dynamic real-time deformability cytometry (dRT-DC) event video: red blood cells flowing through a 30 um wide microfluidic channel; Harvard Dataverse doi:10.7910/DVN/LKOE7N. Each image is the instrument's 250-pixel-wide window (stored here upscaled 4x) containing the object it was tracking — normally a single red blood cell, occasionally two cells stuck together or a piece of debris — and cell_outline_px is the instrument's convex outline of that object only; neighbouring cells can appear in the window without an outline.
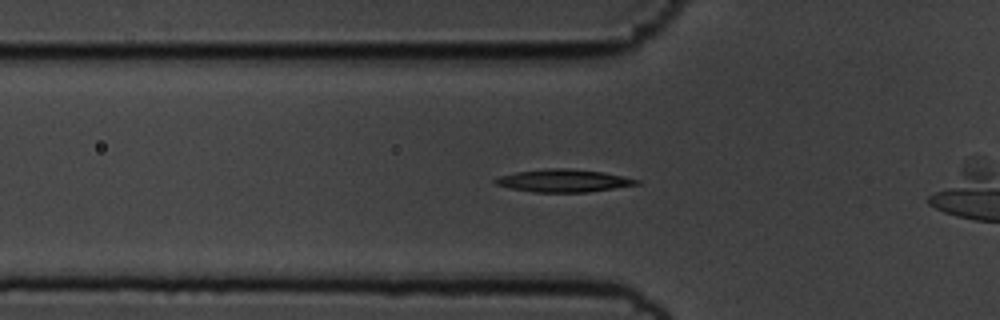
{"species": "common noctule bat (a hibernating species)", "species_latin": "Nyctalus noctula", "temperature_condition": "cold", "stored_images_in_passage": 39, "camera_frame_rate_fps": 3000, "um_per_image_px": 0.085, "animal": {"sex": "male", "body_mass_g": 19.5, "forearm_length_mm": 54.6}, "frame": {"image": 1, "passage_image": 9, "time_ms": 2.667, "image_size_px": [1000, 320], "cell_outline_px": [[640, 184], [588, 192], [532, 192], [512, 188], [496, 184], [492, 180], [500, 176], [516, 172], [548, 168], [568, 168], [604, 172], [640, 180]], "centroid_in_image_um": [47.91, 15.35], "position_along_channel_um": 77.9, "area_um2": 18.55}}
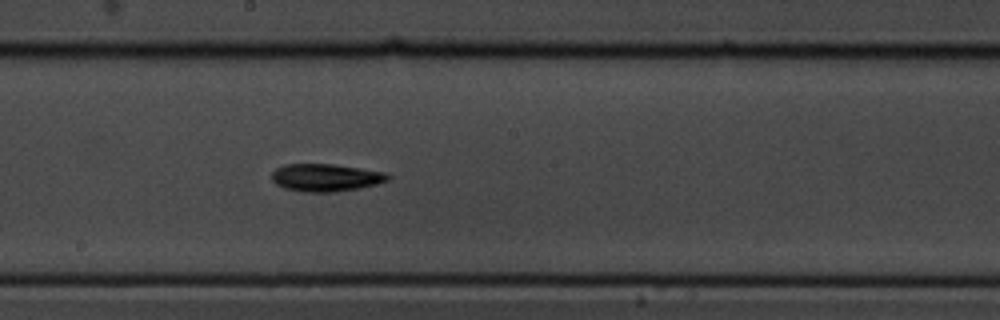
{"frame": {"image": 2, "passage_image": 21, "time_ms": 6.667, "image_size_px": [1000, 320], "cell_outline_px": [[392, 176], [388, 180], [376, 184], [360, 188], [332, 192], [304, 192], [284, 188], [276, 184], [272, 180], [272, 172], [276, 168], [284, 164], [332, 164], [360, 168], [384, 172]], "centroid_in_image_um": [27.67, 15.09], "position_along_channel_um": 220.5, "area_um2": 18.67}}
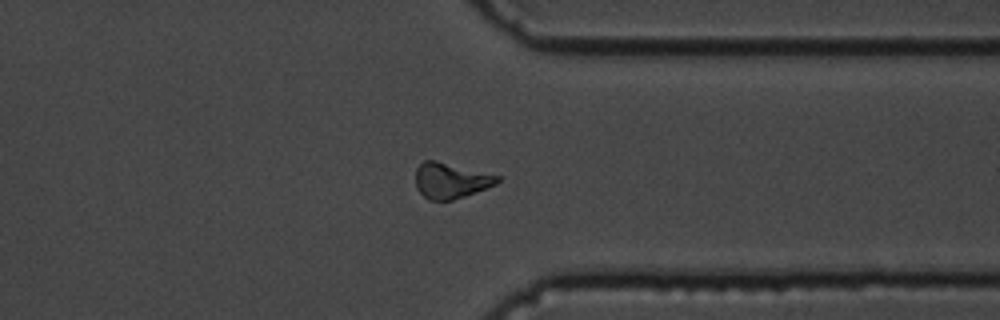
{"frame": {"image": 3, "passage_image": 34, "time_ms": 11.0, "image_size_px": [1000, 320], "cell_outline_px": [[500, 180], [496, 184], [464, 196], [452, 200], [428, 200], [416, 188], [416, 168], [424, 160], [436, 160], [500, 176]], "centroid_in_image_um": [38.29, 15.34], "position_along_channel_um": 373.1, "area_um2": 16.82}}